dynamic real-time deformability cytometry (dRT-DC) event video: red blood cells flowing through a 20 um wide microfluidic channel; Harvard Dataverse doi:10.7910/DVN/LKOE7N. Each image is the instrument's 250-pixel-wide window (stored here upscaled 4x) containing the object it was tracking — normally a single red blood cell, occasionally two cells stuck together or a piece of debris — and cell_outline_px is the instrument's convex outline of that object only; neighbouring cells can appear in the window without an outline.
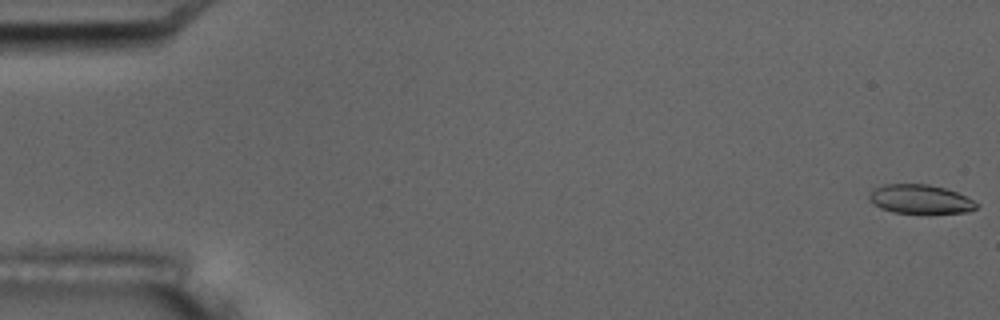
{"species": "common noctule bat (a hibernating species)", "species_latin": "Nyctalus noctula", "temperature_condition": "room temperature", "stored_images_in_passage": 6, "camera_frame_rate_fps": 3000, "um_per_image_px": 0.085, "animal": {"sex": "male", "body_mass_g": 17.5, "forearm_length_mm": 52.3}, "frame": {"image": 1, "passage_image": 1, "time_ms": 0.0, "image_size_px": [1000, 320], "cell_outline_px": [[980, 204], [976, 208], [968, 212], [892, 212], [880, 208], [872, 204], [868, 200], [868, 192], [884, 184], [928, 184], [944, 188], [956, 192]], "centroid_in_image_um": [78.16, 16.91], "position_along_channel_um": 6.8, "area_um2": 17.92}}